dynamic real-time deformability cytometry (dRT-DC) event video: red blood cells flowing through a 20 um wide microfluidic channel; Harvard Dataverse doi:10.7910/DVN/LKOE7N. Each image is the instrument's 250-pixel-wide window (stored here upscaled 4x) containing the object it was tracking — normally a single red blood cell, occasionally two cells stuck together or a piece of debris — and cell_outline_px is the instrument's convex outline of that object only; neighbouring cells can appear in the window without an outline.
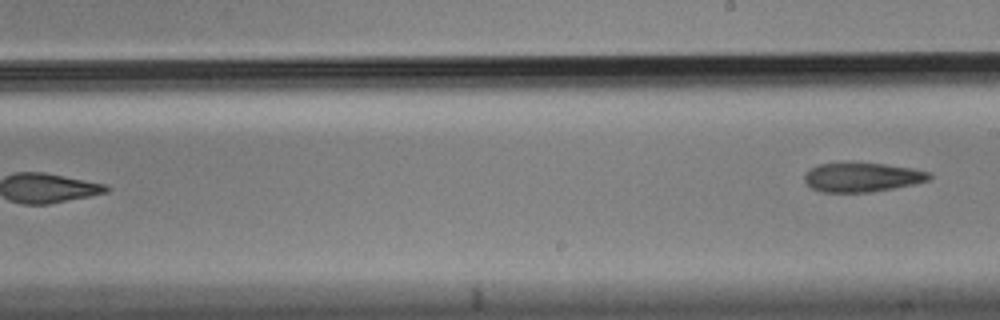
{"species": "Egyptian fruit bat (a non-hibernating species)", "species_latin": "Rousettus aegyptiacus", "temperature_condition": "cold", "stored_images_in_passage": 9, "segment_of_instrument_passage": [2, 2], "camera_frame_rate_fps": 3000, "um_per_image_px": 0.085, "animal": {"sex": "male"}, "frame": {"image": 1, "passage_image": 9, "time_ms": 2.667, "image_size_px": [1000, 320], "cell_outline_px": [[932, 176], [928, 180], [916, 184], [872, 192], [820, 192], [812, 188], [804, 180], [804, 176], [812, 168], [820, 164], [852, 160], [884, 164], [912, 168], [932, 172]], "centroid_in_image_um": [73.3, 15.03], "position_along_channel_um": 215.7, "area_um2": 21.85}}